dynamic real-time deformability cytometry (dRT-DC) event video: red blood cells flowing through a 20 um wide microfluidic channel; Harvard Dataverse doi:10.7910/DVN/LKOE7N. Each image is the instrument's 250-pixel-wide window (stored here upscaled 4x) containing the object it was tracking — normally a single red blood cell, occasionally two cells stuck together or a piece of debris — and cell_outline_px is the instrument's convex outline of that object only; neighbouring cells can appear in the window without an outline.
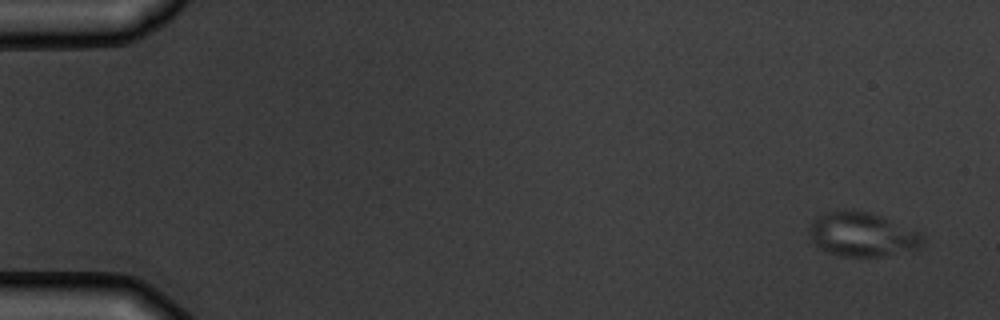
{"species": "common noctule bat (a hibernating species)", "species_latin": "Nyctalus noctula", "temperature_condition": "warm", "stored_images_in_passage": 4, "camera_frame_rate_fps": 3000, "um_per_image_px": 0.085, "animal": {"sex": "male", "body_mass_g": 19.5, "forearm_length_mm": 54.6}, "frame": {"image": 1, "passage_image": 1, "time_ms": 0.0, "image_size_px": [1000, 320], "cell_outline_px": [[924, 240], [920, 248], [880, 256], [844, 256], [828, 252], [812, 244], [808, 232], [808, 228], [812, 220], [816, 216], [840, 208], [852, 208], [880, 216], [920, 232], [924, 236]], "centroid_in_image_um": [73.22, 19.9], "position_along_channel_um": 11.8, "area_um2": 29.42}}